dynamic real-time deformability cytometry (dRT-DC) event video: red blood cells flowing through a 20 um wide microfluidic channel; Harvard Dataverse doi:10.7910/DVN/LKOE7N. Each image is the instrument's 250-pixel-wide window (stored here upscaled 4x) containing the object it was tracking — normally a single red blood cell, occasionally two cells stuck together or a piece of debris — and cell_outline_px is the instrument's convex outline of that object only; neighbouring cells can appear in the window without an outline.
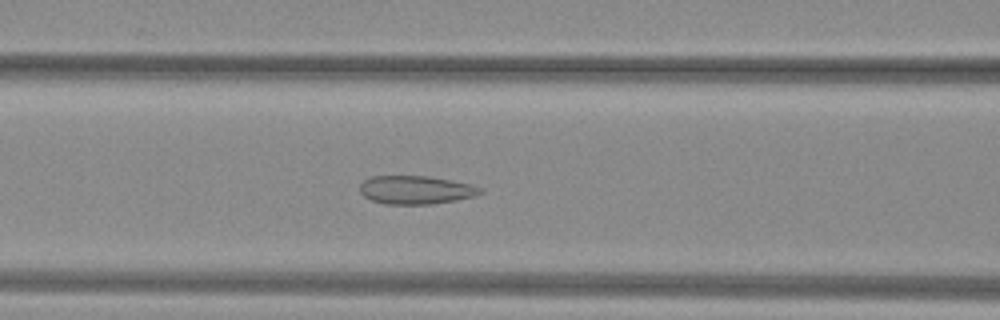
{"species": "common noctule bat (a hibernating species)", "species_latin": "Nyctalus noctula", "temperature_condition": "warm", "stored_images_in_passage": 45, "camera_frame_rate_fps": 3000, "um_per_image_px": 0.085, "animal": {"sex": "female", "body_mass_g": 29.2, "forearm_length_mm": 56.3}, "frame": {"image": 1, "passage_image": 16, "time_ms": 5.0, "image_size_px": [1000, 320], "cell_outline_px": [[484, 192], [476, 196], [456, 200], [432, 204], [384, 204], [372, 200], [364, 196], [360, 192], [360, 184], [364, 180], [372, 176], [428, 176], [472, 184], [480, 188]], "centroid_in_image_um": [35.35, 16.14], "position_along_channel_um": 131.2, "area_um2": 19.94}}
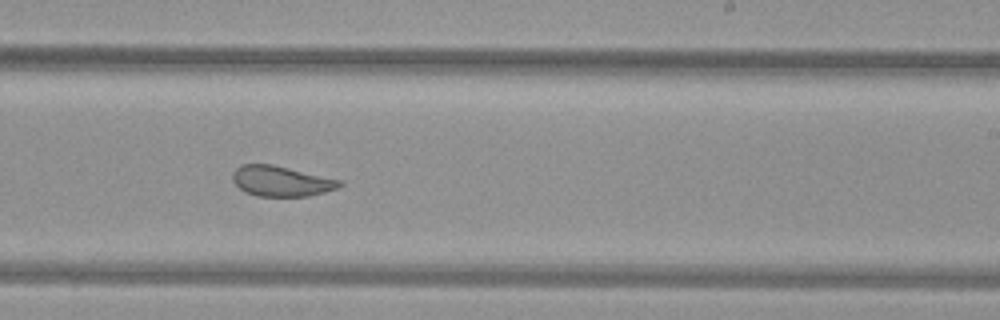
{"frame": {"image": 2, "passage_image": 26, "time_ms": 8.333, "image_size_px": [1000, 320], "cell_outline_px": [[344, 184], [340, 188], [308, 196], [256, 196], [244, 192], [232, 180], [232, 172], [240, 164], [272, 164], [344, 180]], "centroid_in_image_um": [23.94, 15.39], "position_along_channel_um": 265.1, "area_um2": 19.25}}
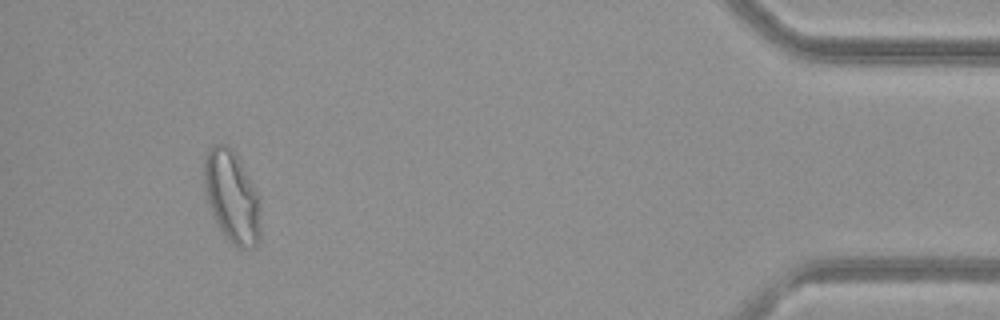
{"frame": {"image": 3, "passage_image": 42, "time_ms": 13.667, "image_size_px": [1000, 320], "cell_outline_px": [[260, 240], [252, 248], [240, 248], [232, 244], [224, 236], [212, 212], [204, 192], [204, 160], [208, 148], [212, 144], [224, 144], [232, 148], [240, 160], [260, 196]], "centroid_in_image_um": [19.72, 16.71], "position_along_channel_um": 415.5, "area_um2": 30.58}, "authors_computed_cell_mechanics": {"area_um2": 22.5998, "velocity_mm_per_s": 4.0299, "shape_relaxation_time_tau1_ms": null, "shape_relaxation_time_tau2_ms": 1.002, "deformation_change_tau1": null, "deformation_change_tau2": 0.0817}}